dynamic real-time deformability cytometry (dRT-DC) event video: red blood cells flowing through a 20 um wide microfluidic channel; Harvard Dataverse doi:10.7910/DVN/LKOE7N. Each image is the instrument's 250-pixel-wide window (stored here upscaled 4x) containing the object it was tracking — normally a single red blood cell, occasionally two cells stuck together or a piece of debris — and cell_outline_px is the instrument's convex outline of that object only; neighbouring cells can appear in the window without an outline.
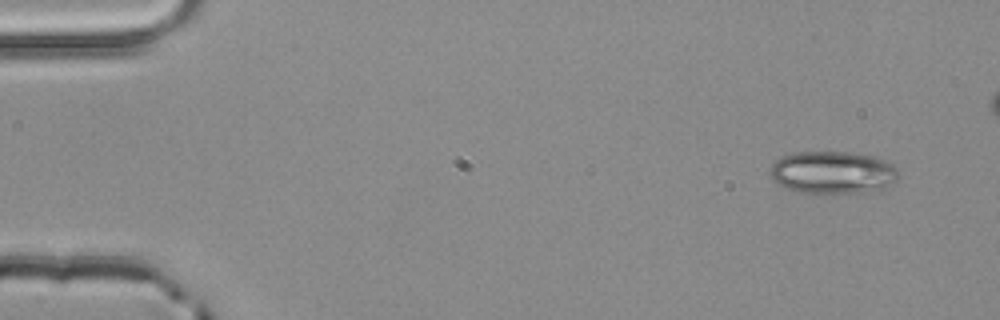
{"species": "common noctule bat (a hibernating species)", "species_latin": "Nyctalus noctula", "temperature_condition": "room temperature", "stored_images_in_passage": 4, "camera_frame_rate_fps": 3000, "um_per_image_px": 0.085, "animal": {"sex": "male", "body_mass_g": 20.4}, "frame": {"image": 1, "passage_image": 1, "time_ms": 0.0, "image_size_px": [1000, 320], "cell_outline_px": [[900, 172], [896, 180], [884, 188], [860, 192], [800, 192], [788, 188], [772, 180], [768, 172], [772, 164], [780, 156], [792, 152], [852, 152], [872, 156], [884, 160], [892, 164]], "centroid_in_image_um": [70.75, 14.63], "position_along_channel_um": 14.2, "area_um2": 31.67}}